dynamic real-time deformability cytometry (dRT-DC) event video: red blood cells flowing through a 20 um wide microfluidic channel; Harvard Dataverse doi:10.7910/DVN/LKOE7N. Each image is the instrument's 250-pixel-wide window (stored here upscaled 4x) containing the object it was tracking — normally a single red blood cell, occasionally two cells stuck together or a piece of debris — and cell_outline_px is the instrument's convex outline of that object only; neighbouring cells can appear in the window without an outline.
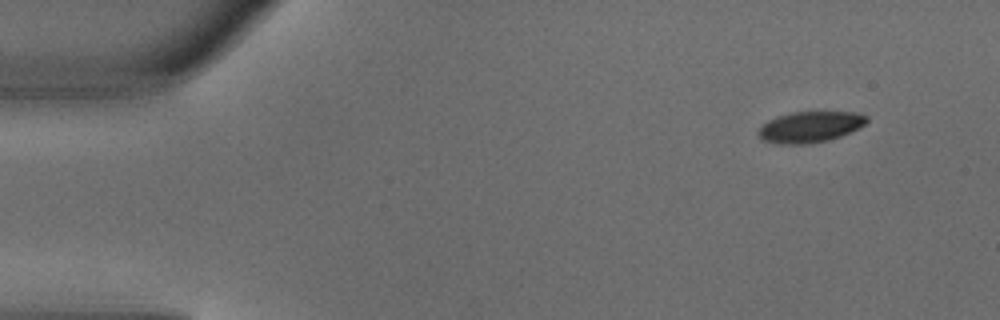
{"species": "common noctule bat (a hibernating species)", "species_latin": "Nyctalus noctula", "temperature_condition": "warm", "stored_images_in_passage": 4, "camera_frame_rate_fps": 3000, "um_per_image_px": 0.085, "animal": {"sex": "male", "body_mass_g": 18.8}, "frame": {"image": 1, "passage_image": 1, "time_ms": 0.0, "image_size_px": [1000, 320], "cell_outline_px": [[868, 120], [864, 124], [840, 136], [828, 140], [804, 144], [784, 144], [764, 140], [756, 132], [768, 120], [776, 116], [792, 112], [860, 112], [868, 116]], "centroid_in_image_um": [68.86, 10.77], "position_along_channel_um": 16.1, "area_um2": 19.31}}